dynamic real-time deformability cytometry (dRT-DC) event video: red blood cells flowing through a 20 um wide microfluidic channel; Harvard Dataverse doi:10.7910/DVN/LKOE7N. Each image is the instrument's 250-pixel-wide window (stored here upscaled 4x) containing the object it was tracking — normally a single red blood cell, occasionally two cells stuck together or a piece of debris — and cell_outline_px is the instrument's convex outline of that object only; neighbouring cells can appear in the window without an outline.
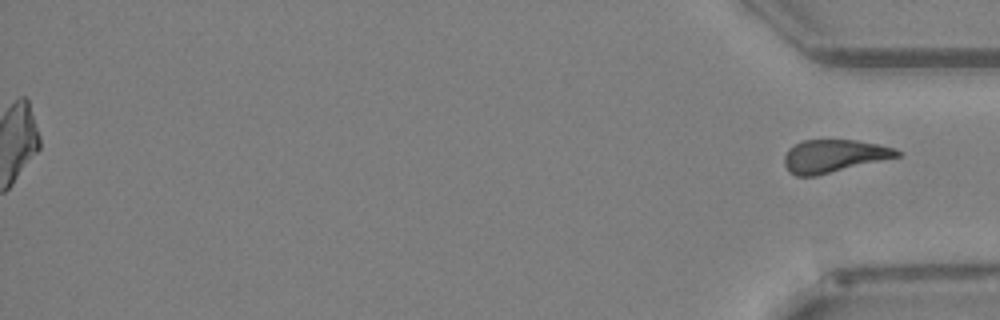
{"species": "Egyptian fruit bat (a non-hibernating species)", "species_latin": "Rousettus aegyptiacus", "temperature_condition": "warm", "stored_images_in_passage": 44, "segment_of_instrument_passage": [2, 2], "camera_frame_rate_fps": 3000, "um_per_image_px": 0.085, "animal": {"sex": "female"}, "frame": {"image": 1, "passage_image": 44, "time_ms": 14.333, "image_size_px": [1000, 320], "cell_outline_px": [[900, 156], [816, 176], [796, 176], [788, 172], [784, 164], [784, 156], [788, 148], [804, 140], [856, 140], [896, 148], [900, 152]], "centroid_in_image_um": [70.84, 13.27], "position_along_channel_um": 364.4, "area_um2": 21.5}}